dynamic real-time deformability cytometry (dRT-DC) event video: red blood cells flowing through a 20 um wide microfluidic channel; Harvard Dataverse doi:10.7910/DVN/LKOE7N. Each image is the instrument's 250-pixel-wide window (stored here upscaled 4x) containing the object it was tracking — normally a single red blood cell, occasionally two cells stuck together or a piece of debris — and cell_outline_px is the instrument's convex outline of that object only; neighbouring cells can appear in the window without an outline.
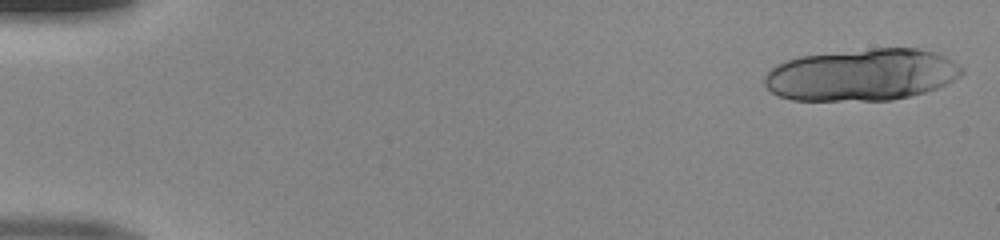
{"species": "human", "species_latin": "Homo sapiens", "temperature_condition": "room temperature", "stored_images_in_passage": 17, "camera_frame_rate_fps": 3000, "um_per_image_px": 0.085, "donor": {"sex": "male"}, "frame": {"image": 1, "passage_image": 1, "time_ms": 0.0, "image_size_px": [1000, 240], "cell_outline_px": [[964, 72], [960, 76], [936, 88], [924, 92], [892, 100], [792, 100], [776, 96], [764, 84], [764, 76], [776, 64], [800, 56], [872, 48], [920, 48], [936, 52], [948, 56], [964, 68]], "centroid_in_image_um": [73.26, 6.35], "position_along_channel_um": 11.7, "area_um2": 59.94}}